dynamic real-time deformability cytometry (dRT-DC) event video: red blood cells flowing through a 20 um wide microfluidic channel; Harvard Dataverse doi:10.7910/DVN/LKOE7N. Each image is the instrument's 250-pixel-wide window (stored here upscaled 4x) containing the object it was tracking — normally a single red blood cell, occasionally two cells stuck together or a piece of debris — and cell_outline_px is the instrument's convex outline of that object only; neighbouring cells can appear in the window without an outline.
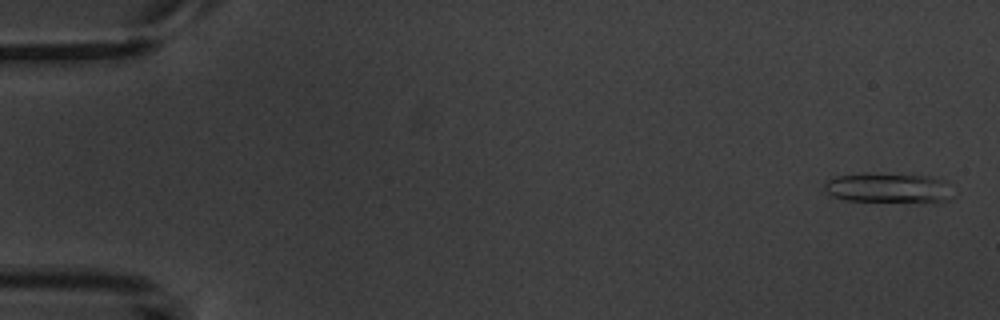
{"species": "common noctule bat (a hibernating species)", "species_latin": "Nyctalus noctula", "temperature_condition": "warm", "stored_images_in_passage": 6, "camera_frame_rate_fps": 3000, "um_per_image_px": 0.085, "animal": {"sex": "male", "body_mass_g": 20.1, "forearm_length_mm": 53.5}, "frame": {"image": 1, "passage_image": 1, "time_ms": 0.0, "image_size_px": [1000, 320], "cell_outline_px": [[948, 200], [932, 204], [924, 204], [844, 200], [832, 196], [824, 188], [824, 184], [828, 180], [836, 176], [864, 172], [868, 172], [932, 176], [944, 180]], "centroid_in_image_um": [75.46, 15.99], "position_along_channel_um": 9.5, "area_um2": 23.06}}
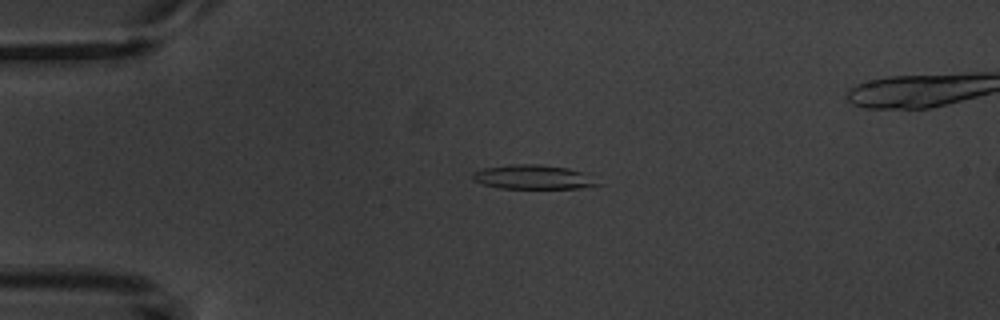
{"frame": {"image": 2, "passage_image": 4, "time_ms": 3.667, "image_size_px": [1000, 320], "cell_outline_px": [[604, 184], [580, 188], [496, 188], [472, 180], [472, 172], [484, 168], [512, 164], [540, 164], [568, 168], [584, 172]], "centroid_in_image_um": [45.34, 15.05], "position_along_channel_um": 39.7, "area_um2": 17.8}}